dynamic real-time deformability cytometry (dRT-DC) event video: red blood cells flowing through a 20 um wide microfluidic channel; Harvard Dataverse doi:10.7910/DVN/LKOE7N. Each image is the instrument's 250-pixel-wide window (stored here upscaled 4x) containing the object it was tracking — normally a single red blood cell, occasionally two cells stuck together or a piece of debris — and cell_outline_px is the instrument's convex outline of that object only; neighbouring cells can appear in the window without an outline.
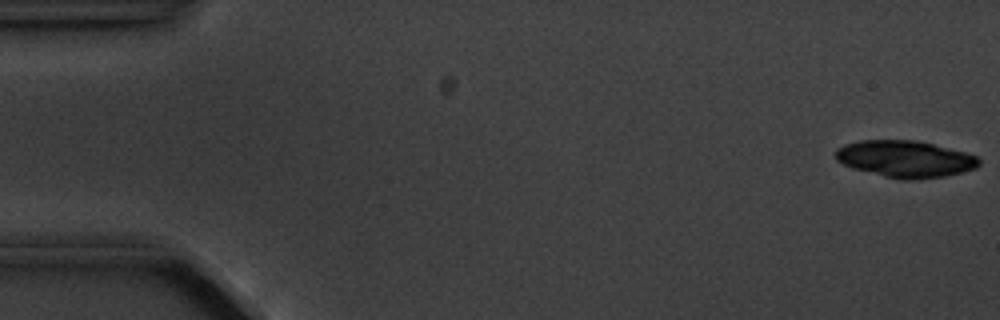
{"species": "common noctule bat (a hibernating species)", "species_latin": "Nyctalus noctula", "temperature_condition": "cold", "stored_images_in_passage": 5, "camera_frame_rate_fps": 3000, "um_per_image_px": 0.085, "animal": {"sex": "male", "body_mass_g": 20.1, "forearm_length_mm": 53.5}, "frame": {"image": 1, "passage_image": 1, "time_ms": 0.0, "image_size_px": [1000, 320], "cell_outline_px": [[980, 164], [976, 168], [944, 176], [916, 180], [904, 180], [884, 176], [852, 168], [836, 160], [836, 148], [844, 144], [860, 140], [916, 140], [964, 152], [976, 156], [980, 160]], "centroid_in_image_um": [76.92, 13.51], "position_along_channel_um": 8.1, "area_um2": 30.58}}